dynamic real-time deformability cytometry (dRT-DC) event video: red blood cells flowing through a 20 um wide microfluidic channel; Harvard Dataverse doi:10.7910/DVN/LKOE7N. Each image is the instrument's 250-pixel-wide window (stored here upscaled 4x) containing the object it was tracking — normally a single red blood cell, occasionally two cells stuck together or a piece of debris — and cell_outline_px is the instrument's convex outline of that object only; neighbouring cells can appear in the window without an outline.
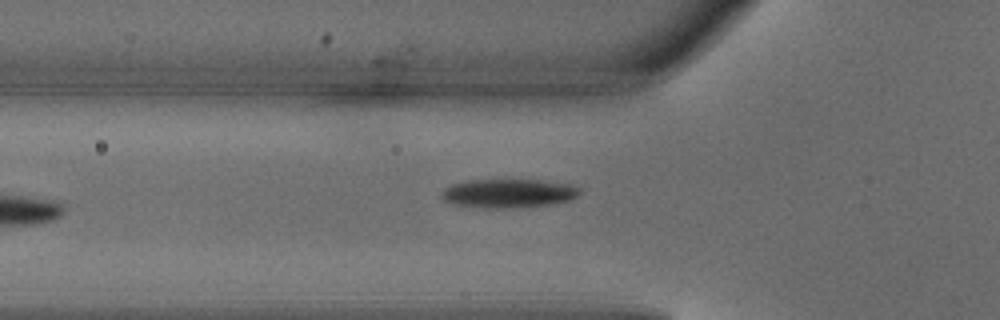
{"species": "common noctule bat (a hibernating species)", "species_latin": "Nyctalus noctula", "temperature_condition": "warm", "stored_images_in_passage": 5, "camera_frame_rate_fps": 3000, "um_per_image_px": 0.085, "animal": {"sex": "male", "body_mass_g": 18.8}, "frame": {"image": 1, "passage_image": 5, "time_ms": 1.333, "image_size_px": [1000, 320], "cell_outline_px": [[580, 192], [576, 196], [568, 200], [548, 204], [500, 208], [496, 208], [452, 204], [444, 200], [440, 196], [440, 192], [444, 188], [452, 184], [468, 180], [504, 176], [508, 176], [572, 184], [580, 188]], "centroid_in_image_um": [43.17, 16.35], "position_along_channel_um": 82.6, "area_um2": 23.93}}